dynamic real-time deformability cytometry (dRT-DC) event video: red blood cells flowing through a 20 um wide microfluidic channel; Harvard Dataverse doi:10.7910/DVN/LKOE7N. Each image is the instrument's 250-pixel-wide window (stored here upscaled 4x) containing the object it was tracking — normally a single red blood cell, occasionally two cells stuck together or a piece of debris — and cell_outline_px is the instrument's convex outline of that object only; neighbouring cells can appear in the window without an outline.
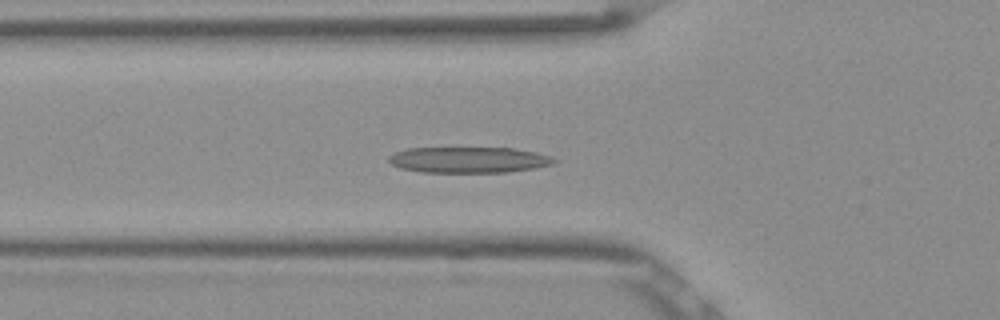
{"species": "Egyptian fruit bat (a non-hibernating species)", "species_latin": "Rousettus aegyptiacus", "temperature_condition": "room temperature", "stored_images_in_passage": 53, "camera_frame_rate_fps": 3000, "um_per_image_px": 0.085, "frame": {"image": 1, "passage_image": 19, "time_ms": 6.0, "image_size_px": [1000, 320], "cell_outline_px": [[556, 160], [552, 164], [536, 168], [508, 172], [424, 172], [400, 168], [392, 164], [388, 160], [388, 156], [396, 152], [408, 148], [512, 148], [536, 152], [552, 156]], "centroid_in_image_um": [39.86, 13.58], "position_along_channel_um": 85.9, "area_um2": 24.91}}
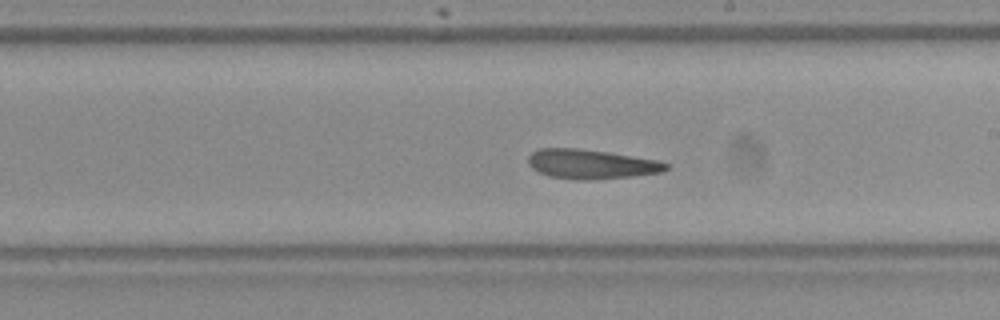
{"frame": {"image": 2, "passage_image": 31, "time_ms": 10.0, "image_size_px": [1000, 320], "cell_outline_px": [[668, 168], [660, 172], [632, 176], [592, 180], [576, 180], [548, 176], [532, 168], [528, 164], [528, 156], [532, 152], [540, 148], [576, 148], [608, 152], [656, 160], [668, 164]], "centroid_in_image_um": [50.2, 13.95], "position_along_channel_um": 238.8, "area_um2": 23.52}}
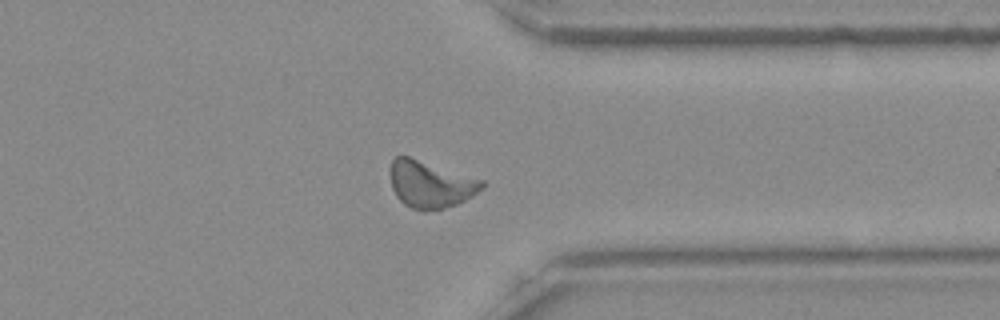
{"frame": {"image": 3, "passage_image": 42, "time_ms": 13.667, "image_size_px": [1000, 320], "cell_outline_px": [[484, 188], [472, 196], [456, 204], [444, 208], [424, 212], [412, 208], [404, 204], [396, 196], [392, 188], [388, 172], [392, 160], [396, 156], [408, 156], [484, 180]], "centroid_in_image_um": [36.56, 15.67], "position_along_channel_um": 374.8, "area_um2": 25.26}, "authors_computed_cell_mechanics": {"area_um2": 24.1604, "velocity_mm_per_s": 3.8066, "shape_relaxation_time_tau1_ms": 7.9988, "shape_relaxation_time_tau2_ms": 4.3914, "deformation_change_tau1": 0.2101, "deformation_change_tau2": 0.1574}}